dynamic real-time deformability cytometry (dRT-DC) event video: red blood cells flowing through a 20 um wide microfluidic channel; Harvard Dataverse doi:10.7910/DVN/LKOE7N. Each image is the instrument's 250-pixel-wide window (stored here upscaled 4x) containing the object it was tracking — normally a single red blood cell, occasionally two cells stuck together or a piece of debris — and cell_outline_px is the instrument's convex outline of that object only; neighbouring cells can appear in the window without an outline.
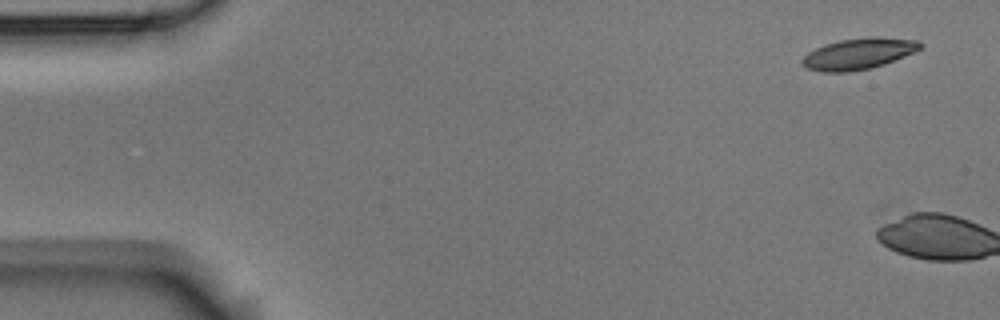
{"species": "Egyptian fruit bat (a non-hibernating species)", "species_latin": "Rousettus aegyptiacus", "temperature_condition": "room temperature", "stored_images_in_passage": 7, "camera_frame_rate_fps": 3000, "um_per_image_px": 0.085, "animal": {"sex": "male"}, "frame": {"image": 1, "passage_image": 1, "time_ms": 0.0, "image_size_px": [1000, 320], "cell_outline_px": [[924, 44], [916, 52], [884, 64], [868, 68], [848, 72], [824, 72], [808, 68], [800, 64], [800, 60], [808, 52], [824, 44], [840, 40], [868, 36], [872, 36], [920, 40]], "centroid_in_image_um": [72.99, 4.55], "position_along_channel_um": 12.0, "area_um2": 21.56}}